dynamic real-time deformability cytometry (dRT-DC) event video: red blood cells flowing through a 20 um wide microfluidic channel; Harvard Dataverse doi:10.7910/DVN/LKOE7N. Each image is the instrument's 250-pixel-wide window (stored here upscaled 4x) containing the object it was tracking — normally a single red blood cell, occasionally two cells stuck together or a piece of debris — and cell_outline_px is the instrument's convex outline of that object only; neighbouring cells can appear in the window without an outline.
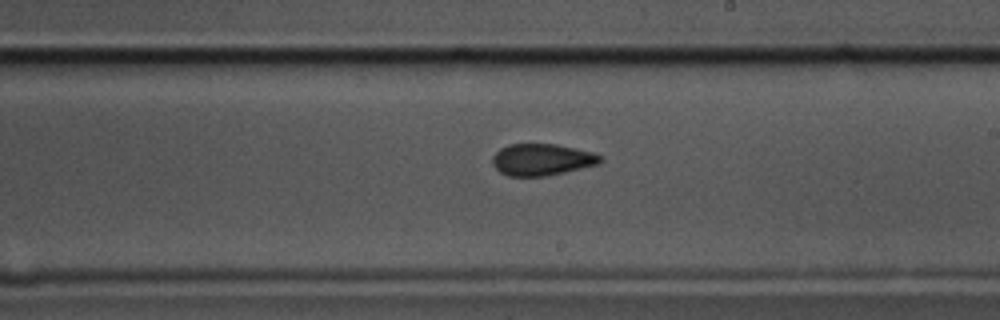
{"species": "common noctule bat (a hibernating species)", "species_latin": "Nyctalus noctula", "temperature_condition": "cold", "stored_images_in_passage": 53, "camera_frame_rate_fps": 3000, "um_per_image_px": 0.085, "animal": {"sex": "male", "body_mass_g": 17.5, "forearm_length_mm": 52.3}, "frame": {"image": 1, "passage_image": 28, "time_ms": 9.0, "image_size_px": [1000, 320], "cell_outline_px": [[604, 160], [600, 164], [564, 172], [544, 176], [508, 176], [500, 172], [492, 164], [492, 156], [500, 148], [508, 144], [556, 144], [592, 152], [600, 156]], "centroid_in_image_um": [46.05, 13.56], "position_along_channel_um": 243.0, "area_um2": 19.94}}
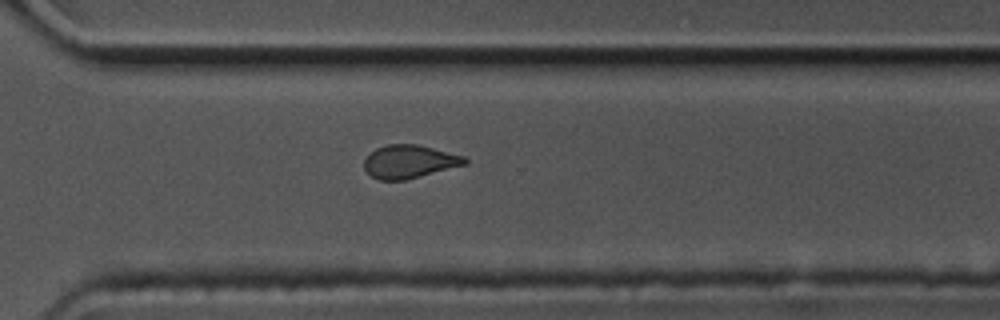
{"frame": {"image": 2, "passage_image": 36, "time_ms": 11.667, "image_size_px": [1000, 320], "cell_outline_px": [[468, 164], [404, 180], [380, 180], [372, 176], [364, 168], [364, 160], [376, 148], [388, 144], [416, 144], [464, 156], [468, 160]], "centroid_in_image_um": [34.8, 13.74], "position_along_channel_um": 335.8, "area_um2": 19.25}}
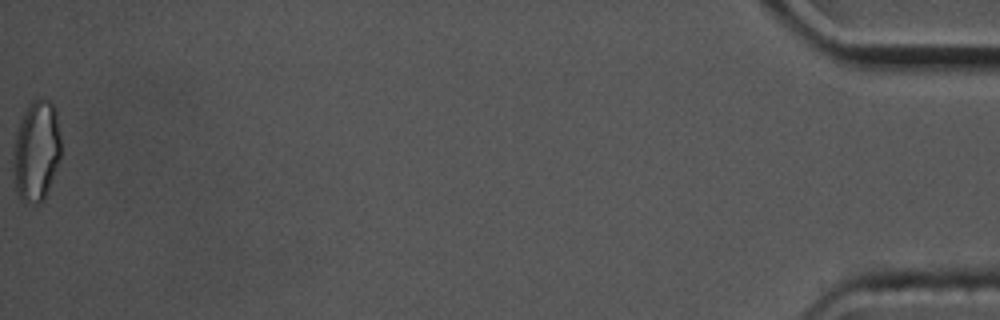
{"frame": {"image": 3, "passage_image": 53, "time_ms": 17.333, "image_size_px": [1000, 320], "cell_outline_px": [[60, 156], [56, 168], [44, 200], [40, 204], [24, 204], [20, 200], [16, 192], [12, 164], [12, 152], [16, 132], [20, 120], [28, 104], [32, 100], [40, 96], [44, 96], [56, 108], [60, 136]], "centroid_in_image_um": [3.06, 12.83], "position_along_channel_um": 432.1, "area_um2": 28.73}, "authors_computed_cell_mechanics": {"area_um2": 20.8658, "velocity_mm_per_s": 3.4841, "shape_relaxation_time_tau1_ms": null, "shape_relaxation_time_tau2_ms": 1.917, "deformation_change_tau1": null, "deformation_change_tau2": 0.0735}}